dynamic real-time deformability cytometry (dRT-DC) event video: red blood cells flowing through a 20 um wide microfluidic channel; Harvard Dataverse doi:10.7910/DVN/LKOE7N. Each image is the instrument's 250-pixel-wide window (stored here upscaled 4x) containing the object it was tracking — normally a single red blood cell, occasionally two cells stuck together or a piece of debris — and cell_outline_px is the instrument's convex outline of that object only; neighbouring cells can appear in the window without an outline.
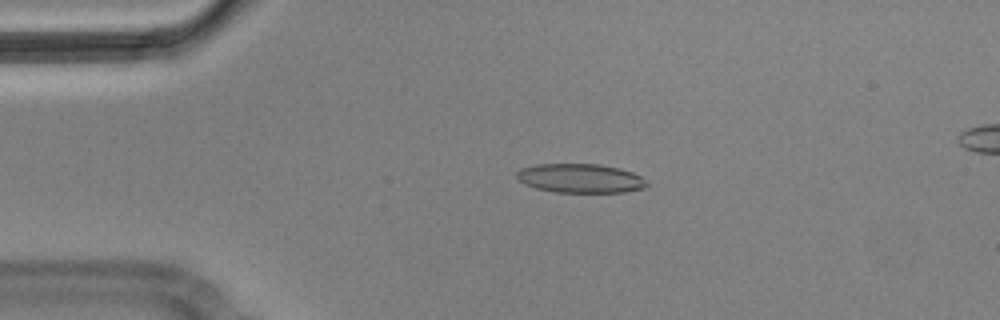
{"species": "Egyptian fruit bat (a non-hibernating species)", "species_latin": "Rousettus aegyptiacus", "temperature_condition": "cold", "stored_images_in_passage": 6, "segment_of_instrument_passage": [1, 2], "camera_frame_rate_fps": 3000, "um_per_image_px": 0.085, "animal": {"sex": "male"}, "frame": {"image": 1, "passage_image": 4, "time_ms": 1.0, "image_size_px": [1000, 320], "cell_outline_px": [[648, 184], [644, 188], [624, 192], [556, 192], [536, 188], [524, 184], [516, 176], [516, 172], [520, 168], [536, 164], [600, 164], [620, 168], [632, 172], [640, 176]], "centroid_in_image_um": [49.31, 15.15], "position_along_channel_um": 35.7, "area_um2": 22.02}}